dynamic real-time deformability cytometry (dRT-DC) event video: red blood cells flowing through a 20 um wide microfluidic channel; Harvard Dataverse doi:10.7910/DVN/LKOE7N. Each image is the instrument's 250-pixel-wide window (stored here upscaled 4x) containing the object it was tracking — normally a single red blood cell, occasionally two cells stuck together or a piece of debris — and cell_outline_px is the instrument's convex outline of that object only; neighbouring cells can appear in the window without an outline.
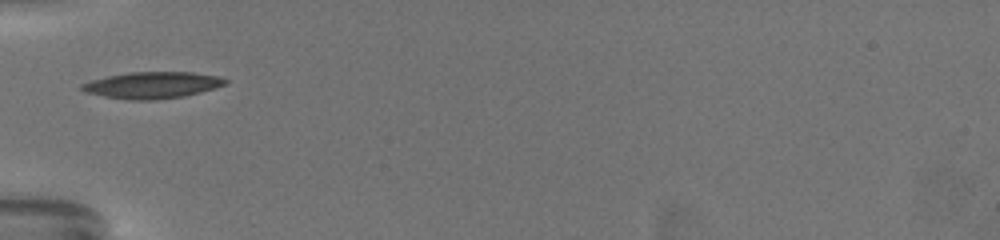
{"species": "common noctule bat (a hibernating species)", "species_latin": "Nyctalus noctula", "temperature_condition": "warm", "stored_images_in_passage": 40, "camera_frame_rate_fps": 3000, "um_per_image_px": 0.085, "animal": {"sex": "female", "body_mass_g": 19.5, "forearm_length_mm": 54.1}, "frame": {"image": 1, "passage_image": 1, "time_ms": 0.0, "image_size_px": [1000, 240], "cell_outline_px": [[228, 84], [200, 92], [184, 96], [156, 100], [132, 100], [104, 96], [88, 92], [80, 88], [80, 84], [92, 80], [108, 76], [132, 72], [192, 72], [220, 76], [228, 80]], "centroid_in_image_um": [13.0, 7.23], "position_along_channel_um": 72.0, "area_um2": 22.08}}
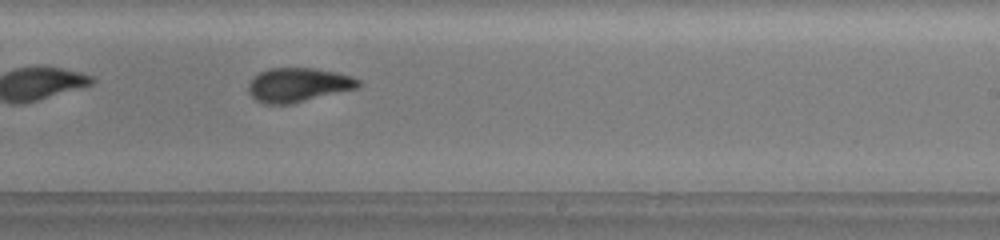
{"frame": {"image": 2, "passage_image": 18, "time_ms": 5.667, "image_size_px": [1000, 240], "cell_outline_px": [[360, 84], [356, 88], [292, 104], [264, 104], [256, 100], [248, 92], [248, 84], [260, 72], [268, 68], [312, 68], [336, 72], [352, 76], [360, 80]], "centroid_in_image_um": [25.33, 7.22], "position_along_channel_um": 263.7, "area_um2": 21.73}}
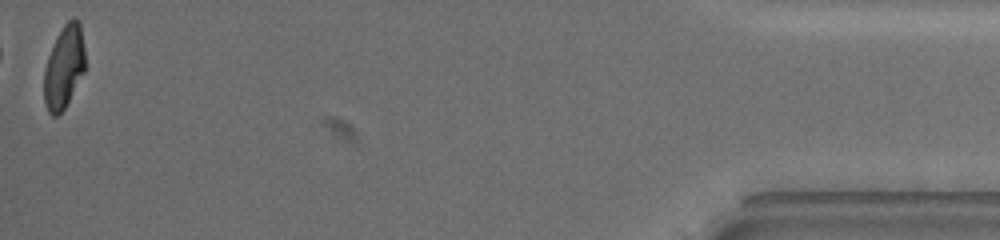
{"frame": {"image": 3, "passage_image": 40, "time_ms": 13.0, "image_size_px": [1000, 240], "cell_outline_px": [[84, 72], [64, 108], [56, 116], [52, 116], [48, 112], [44, 104], [44, 68], [48, 56], [64, 24], [72, 16], [80, 24], [84, 48]], "centroid_in_image_um": [5.42, 5.72], "position_along_channel_um": 429.8, "area_um2": 19.48}, "authors_computed_cell_mechanics": {"area_um2": 21.4149, "velocity_mm_per_s": 3.3967, "shape_relaxation_time_tau1_ms": 3.1454, "shape_relaxation_time_tau2_ms": 1.2851, "deformation_change_tau1": 0.1932, "deformation_change_tau2": 0.077}}